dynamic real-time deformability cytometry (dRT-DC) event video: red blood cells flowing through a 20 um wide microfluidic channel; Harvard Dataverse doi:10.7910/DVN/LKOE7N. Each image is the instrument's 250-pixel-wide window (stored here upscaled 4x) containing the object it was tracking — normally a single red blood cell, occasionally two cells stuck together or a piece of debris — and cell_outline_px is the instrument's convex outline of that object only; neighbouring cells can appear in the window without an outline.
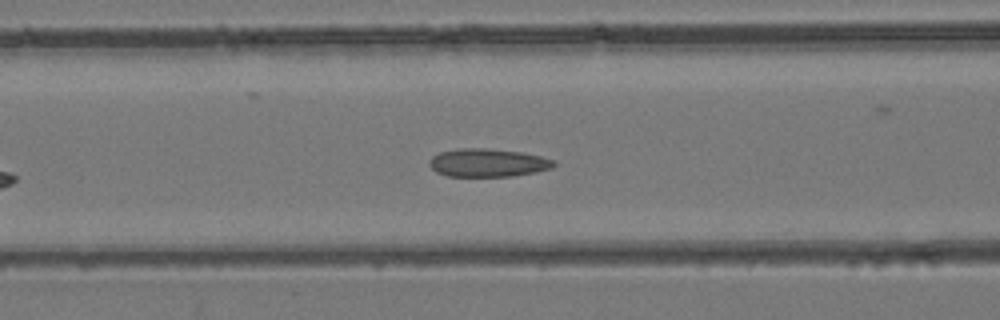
{"species": "common noctule bat (a hibernating species)", "species_latin": "Nyctalus noctula", "temperature_condition": "room temperature", "stored_images_in_passage": 39, "camera_frame_rate_fps": 3000, "um_per_image_px": 0.085, "animal": {"sex": "female", "body_mass_g": 24.6, "forearm_length_mm": 56.2}, "frame": {"image": 1, "passage_image": 14, "time_ms": 4.333, "image_size_px": [1000, 320], "cell_outline_px": [[556, 164], [552, 168], [536, 172], [512, 176], [448, 176], [436, 172], [428, 164], [432, 156], [440, 152], [456, 148], [488, 148], [524, 152], [556, 160]], "centroid_in_image_um": [41.48, 13.82], "position_along_channel_um": 125.1, "area_um2": 20.63}}
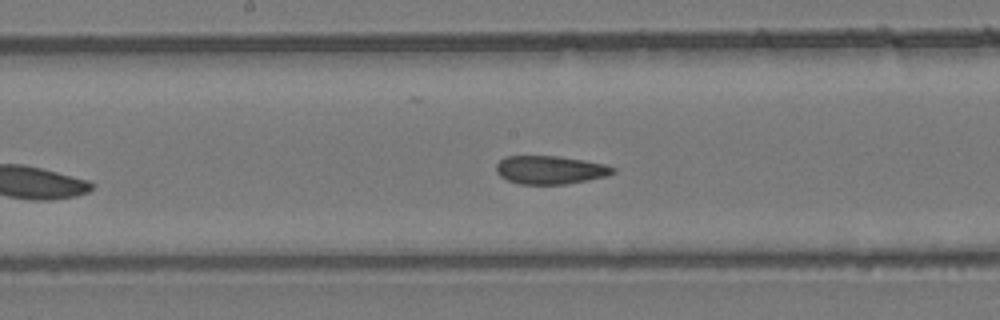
{"frame": {"image": 2, "passage_image": 19, "time_ms": 6.0, "image_size_px": [1000, 320], "cell_outline_px": [[616, 172], [608, 176], [588, 180], [564, 184], [520, 184], [508, 180], [500, 176], [496, 172], [496, 164], [504, 156], [560, 156], [584, 160], [604, 164], [616, 168]], "centroid_in_image_um": [46.78, 14.44], "position_along_channel_um": 201.4, "area_um2": 19.36}}
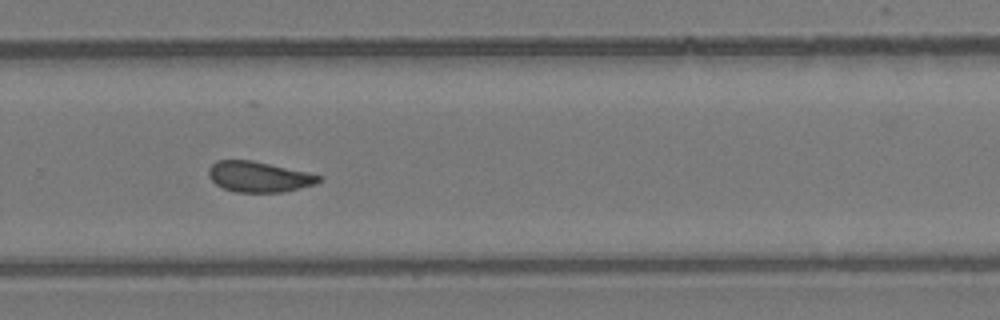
{"frame": {"image": 3, "passage_image": 26, "time_ms": 8.333, "image_size_px": [1000, 320], "cell_outline_px": [[324, 176], [316, 184], [284, 192], [236, 192], [224, 188], [216, 184], [208, 176], [208, 168], [216, 160], [252, 160], [308, 172]], "centroid_in_image_um": [22.01, 15.02], "position_along_channel_um": 307.8, "area_um2": 19.71}}